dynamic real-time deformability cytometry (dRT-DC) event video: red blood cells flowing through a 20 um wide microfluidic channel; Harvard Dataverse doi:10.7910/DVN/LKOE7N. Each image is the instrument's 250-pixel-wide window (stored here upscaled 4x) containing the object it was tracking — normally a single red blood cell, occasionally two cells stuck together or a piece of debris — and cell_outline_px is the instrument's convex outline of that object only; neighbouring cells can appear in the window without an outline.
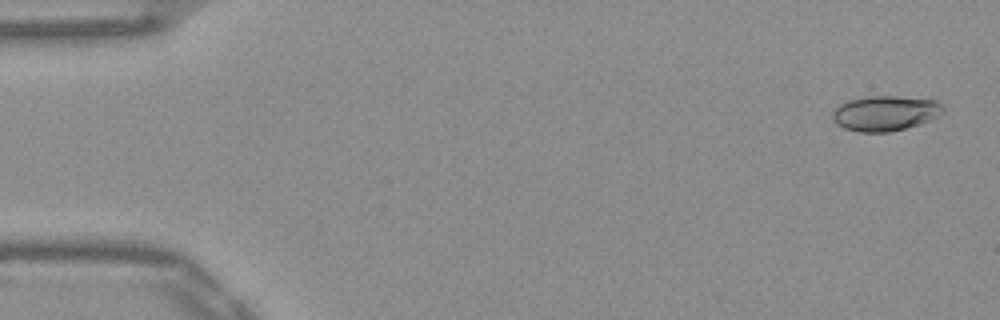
{"species": "Egyptian fruit bat (a non-hibernating species)", "species_latin": "Rousettus aegyptiacus", "temperature_condition": "warm", "stored_images_in_passage": 52, "camera_frame_rate_fps": 3000, "um_per_image_px": 0.085, "frame": {"image": 1, "passage_image": 2, "time_ms": 0.333, "image_size_px": [1000, 320], "cell_outline_px": [[944, 112], [920, 124], [888, 132], [860, 132], [844, 128], [836, 124], [832, 120], [832, 112], [840, 104], [848, 100], [868, 96], [896, 96], [936, 100], [944, 108]], "centroid_in_image_um": [75.21, 9.62], "position_along_channel_um": 9.8, "area_um2": 22.54}}
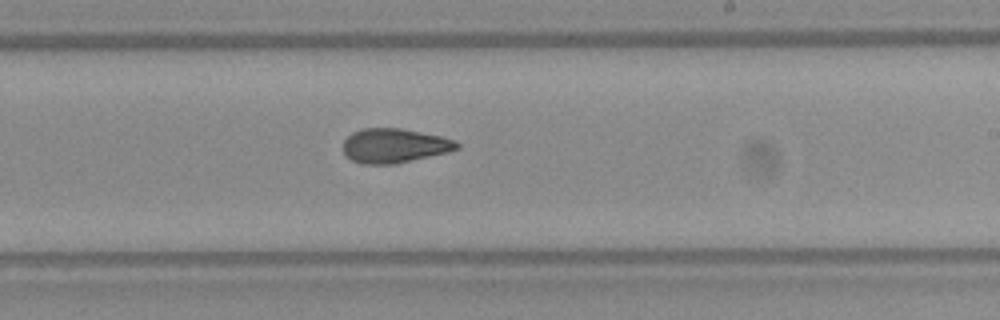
{"frame": {"image": 2, "passage_image": 31, "time_ms": 10.0, "image_size_px": [1000, 320], "cell_outline_px": [[460, 148], [448, 152], [392, 164], [364, 164], [352, 160], [344, 152], [344, 140], [352, 132], [360, 128], [400, 128], [440, 136], [456, 140], [460, 144]], "centroid_in_image_um": [33.53, 12.37], "position_along_channel_um": 255.5, "area_um2": 22.6}}
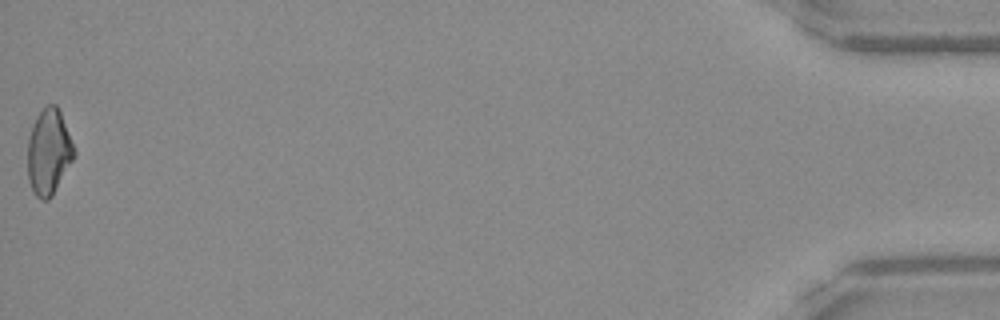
{"frame": {"image": 3, "passage_image": 52, "time_ms": 17.0, "image_size_px": [1000, 320], "cell_outline_px": [[76, 152], [72, 160], [52, 196], [48, 200], [40, 200], [36, 196], [28, 180], [28, 140], [36, 116], [48, 104], [56, 104], [60, 112]], "centroid_in_image_um": [4.13, 12.93], "position_along_channel_um": 431.1, "area_um2": 22.77}, "authors_computed_cell_mechanics": {"area_um2": 22.7154, "velocity_mm_per_s": 3.9146, "shape_relaxation_time_tau1_ms": 6.574, "shape_relaxation_time_tau2_ms": 2.599, "deformation_change_tau1": 0.1725, "deformation_change_tau2": 0.0889}}